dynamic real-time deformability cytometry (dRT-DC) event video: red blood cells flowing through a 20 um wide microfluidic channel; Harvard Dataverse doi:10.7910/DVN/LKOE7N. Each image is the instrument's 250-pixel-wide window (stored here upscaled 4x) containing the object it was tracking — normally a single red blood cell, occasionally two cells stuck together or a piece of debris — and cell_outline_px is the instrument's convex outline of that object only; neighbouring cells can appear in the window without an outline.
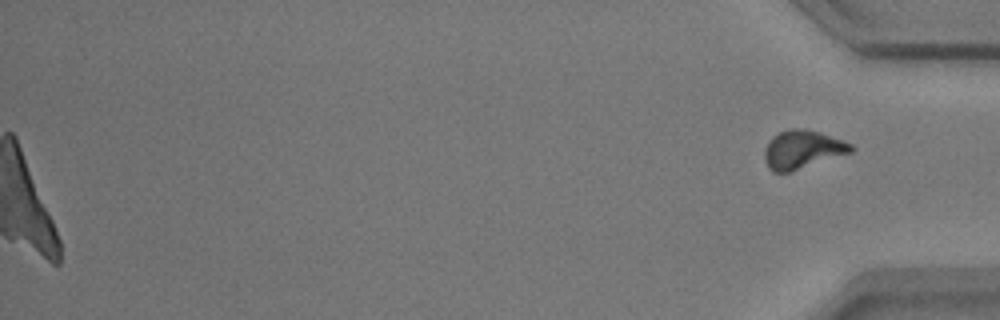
{"species": "common noctule bat (a hibernating species)", "species_latin": "Nyctalus noctula", "temperature_condition": "warm", "stored_images_in_passage": 57, "camera_frame_rate_fps": 3000, "um_per_image_px": 0.085, "animal": {"sex": "male", "body_mass_g": 17.9}, "frame": {"image": 1, "passage_image": 57, "time_ms": 18.667, "image_size_px": [1000, 320], "cell_outline_px": [[852, 152], [788, 172], [772, 172], [768, 168], [764, 156], [764, 148], [772, 136], [788, 128], [804, 128], [820, 132], [844, 140], [852, 144]], "centroid_in_image_um": [68.18, 12.69], "position_along_channel_um": 367.0, "area_um2": 19.31}}